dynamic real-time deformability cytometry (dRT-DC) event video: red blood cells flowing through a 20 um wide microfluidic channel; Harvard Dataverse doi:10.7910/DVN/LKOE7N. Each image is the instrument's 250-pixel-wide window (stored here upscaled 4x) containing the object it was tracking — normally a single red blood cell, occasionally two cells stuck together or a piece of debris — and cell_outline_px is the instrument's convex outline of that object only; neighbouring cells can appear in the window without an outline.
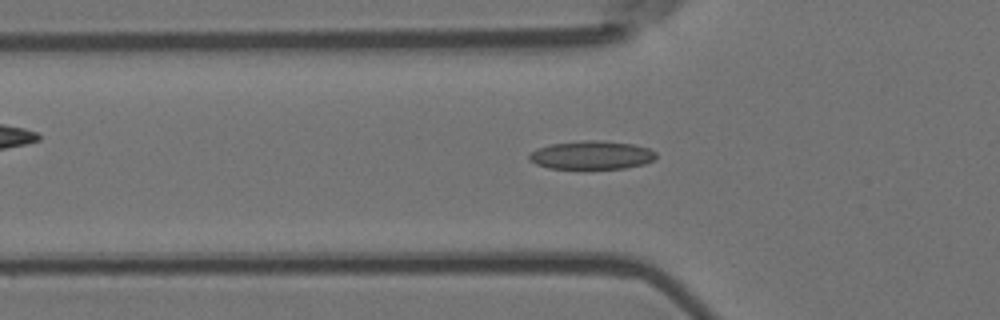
{"species": "Egyptian fruit bat (a non-hibernating species)", "species_latin": "Rousettus aegyptiacus", "temperature_condition": "room temperature", "stored_images_in_passage": 42, "camera_frame_rate_fps": 3000, "um_per_image_px": 0.085, "animal": {"sex": "female"}, "frame": {"image": 1, "passage_image": 4, "time_ms": 1.0, "image_size_px": [1000, 320], "cell_outline_px": [[656, 156], [652, 160], [644, 164], [624, 168], [548, 168], [536, 164], [528, 160], [528, 156], [536, 148], [548, 144], [584, 140], [604, 140], [632, 144], [648, 148], [656, 152]], "centroid_in_image_um": [50.25, 13.17], "position_along_channel_um": 75.5, "area_um2": 21.04}}
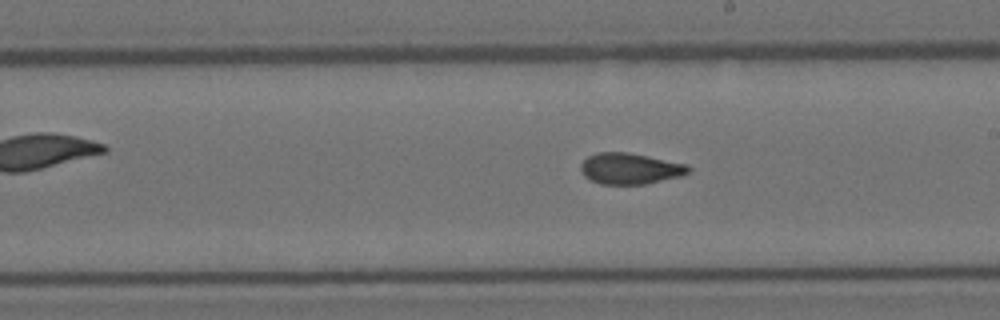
{"frame": {"image": 2, "passage_image": 17, "time_ms": 5.333, "image_size_px": [1000, 320], "cell_outline_px": [[692, 168], [688, 172], [680, 176], [644, 184], [600, 184], [584, 176], [580, 168], [580, 164], [588, 156], [596, 152], [628, 152], [688, 164]], "centroid_in_image_um": [53.54, 14.32], "position_along_channel_um": 235.5, "area_um2": 19.48}}
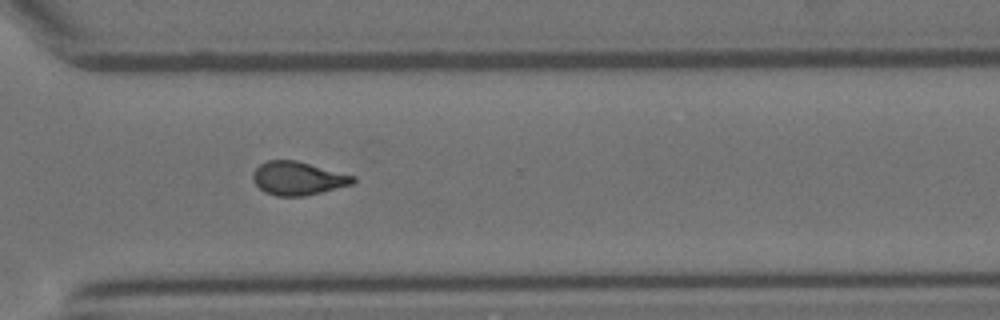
{"frame": {"image": 3, "passage_image": 26, "time_ms": 8.333, "image_size_px": [1000, 320], "cell_outline_px": [[356, 180], [352, 184], [304, 196], [276, 196], [264, 192], [252, 180], [252, 172], [260, 164], [268, 160], [296, 160], [356, 176]], "centroid_in_image_um": [25.3, 15.15], "position_along_channel_um": 345.3, "area_um2": 19.48}, "authors_computed_cell_mechanics": {"area_um2": 19.4786, "velocity_mm_per_s": 3.6739, "shape_relaxation_time_tau1_ms": null, "shape_relaxation_time_tau2_ms": 2.1513, "deformation_change_tau1": null, "deformation_change_tau2": 0.0769}}